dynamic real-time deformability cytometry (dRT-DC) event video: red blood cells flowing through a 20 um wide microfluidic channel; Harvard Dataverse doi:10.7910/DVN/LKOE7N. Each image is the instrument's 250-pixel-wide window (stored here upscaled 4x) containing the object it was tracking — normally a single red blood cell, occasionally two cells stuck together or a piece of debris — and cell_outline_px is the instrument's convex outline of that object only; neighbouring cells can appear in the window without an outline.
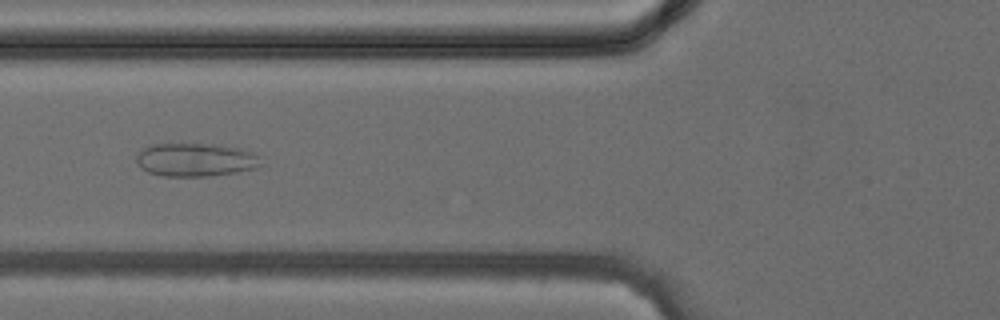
{"species": "common noctule bat (a hibernating species)", "species_latin": "Nyctalus noctula", "temperature_condition": "cold", "stored_images_in_passage": 23, "camera_frame_rate_fps": 3000, "um_per_image_px": 0.085, "animal": {"sex": "female", "body_mass_g": 24.6, "forearm_length_mm": 56.2}, "frame": {"image": 1, "passage_image": 4, "time_ms": 1.0, "image_size_px": [1000, 320], "cell_outline_px": [[260, 164], [256, 168], [236, 172], [208, 176], [164, 176], [148, 172], [140, 168], [136, 164], [136, 156], [144, 148], [152, 144], [212, 144], [240, 148], [252, 152], [256, 156]], "centroid_in_image_um": [16.57, 13.58], "position_along_channel_um": 109.2, "area_um2": 23.99}}
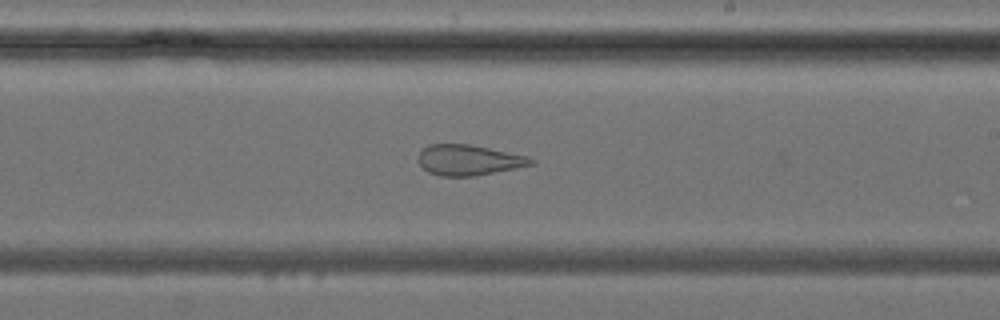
{"frame": {"image": 2, "passage_image": 12, "time_ms": 3.667, "image_size_px": [1000, 320], "cell_outline_px": [[536, 164], [516, 168], [472, 176], [440, 176], [428, 172], [416, 160], [420, 152], [428, 144], [468, 144], [528, 156], [536, 160]], "centroid_in_image_um": [39.84, 13.6], "position_along_channel_um": 249.2, "area_um2": 20.0}}
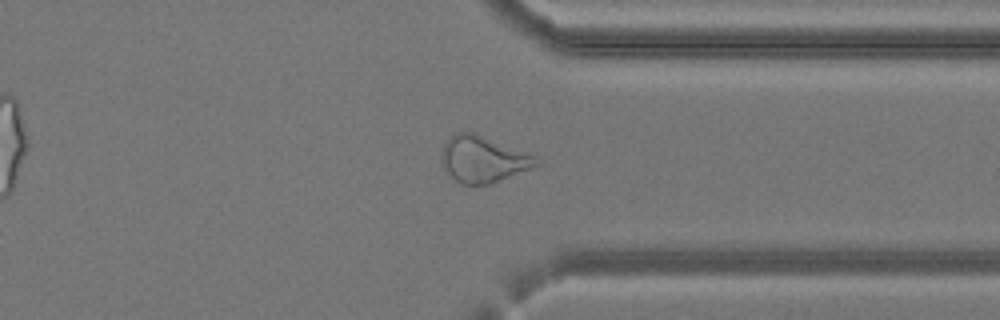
{"frame": {"image": 3, "passage_image": 19, "time_ms": 6.0, "image_size_px": [1000, 320], "cell_outline_px": [[540, 164], [492, 184], [464, 184], [456, 180], [448, 172], [444, 164], [444, 144], [456, 132], [472, 132], [536, 156]], "centroid_in_image_um": [41.11, 13.54], "position_along_channel_um": 370.3, "area_um2": 24.68}}